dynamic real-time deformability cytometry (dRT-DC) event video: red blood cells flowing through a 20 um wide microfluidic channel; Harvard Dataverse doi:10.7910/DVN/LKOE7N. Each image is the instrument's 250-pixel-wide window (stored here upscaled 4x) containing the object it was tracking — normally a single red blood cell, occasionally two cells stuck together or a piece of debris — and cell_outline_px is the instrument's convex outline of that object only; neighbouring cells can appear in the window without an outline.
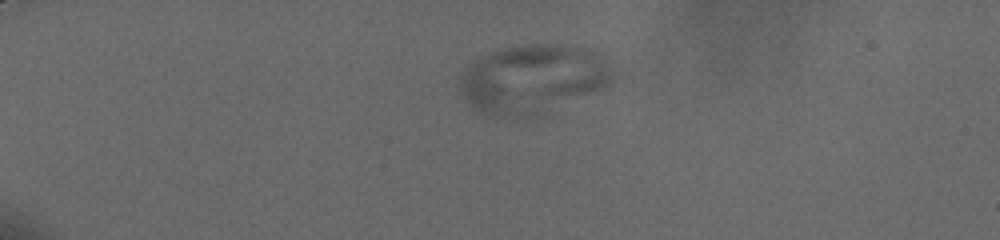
{"species": "human", "species_latin": "Homo sapiens", "temperature_condition": "cold", "stored_images_in_passage": 23, "camera_frame_rate_fps": 3000, "um_per_image_px": 0.085, "donor": {"sex": "male"}, "frame": {"image": 1, "passage_image": 2, "time_ms": 0.333, "image_size_px": [1000, 240], "cell_outline_px": [[624, 72], [608, 88], [520, 116], [492, 116], [468, 104], [464, 100], [460, 88], [460, 76], [464, 68], [468, 64], [488, 52], [520, 44], [556, 44], [596, 48], [612, 60]], "centroid_in_image_um": [45.46, 6.6], "position_along_channel_um": 39.5, "area_um2": 62.14}}